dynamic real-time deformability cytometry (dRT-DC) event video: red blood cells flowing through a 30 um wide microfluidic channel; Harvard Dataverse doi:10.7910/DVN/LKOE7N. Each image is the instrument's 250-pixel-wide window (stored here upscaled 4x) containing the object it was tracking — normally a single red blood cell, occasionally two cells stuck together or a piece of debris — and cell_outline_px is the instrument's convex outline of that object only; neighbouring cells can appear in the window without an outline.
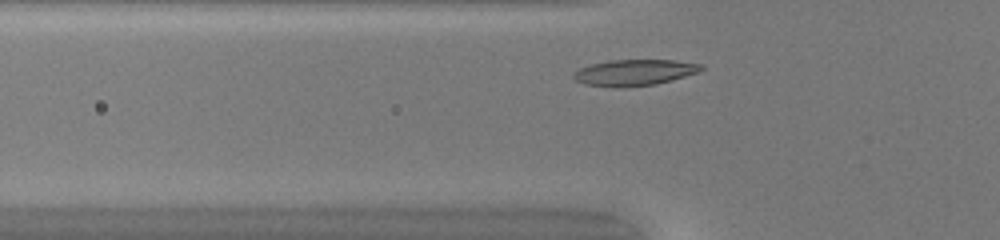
{"species": "common noctule bat (a hibernating species)", "species_latin": "Nyctalus noctula", "temperature_condition": "warm", "stored_images_in_passage": 29, "camera_frame_rate_fps": 3000, "um_per_image_px": 0.085, "animal": {"sex": "female", "body_mass_g": 20.0, "forearm_length_mm": 54.0}, "frame": {"image": 1, "passage_image": 4, "time_ms": 1.0, "image_size_px": [1000, 240], "cell_outline_px": [[704, 68], [700, 72], [672, 80], [656, 84], [620, 88], [584, 84], [576, 80], [572, 76], [572, 72], [580, 68], [592, 64], [608, 60], [676, 60], [704, 64]], "centroid_in_image_um": [53.95, 6.16], "position_along_channel_um": 71.9, "area_um2": 19.65}}
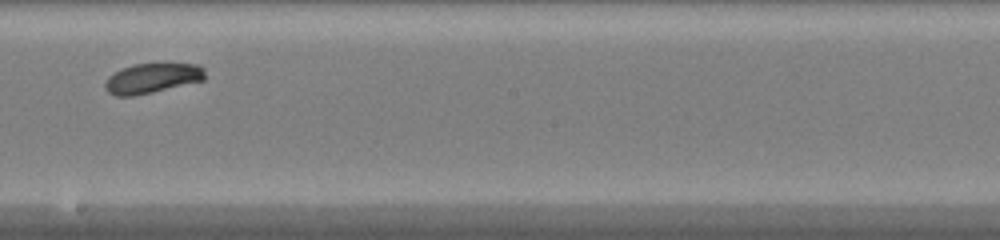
{"frame": {"image": 2, "passage_image": 16, "time_ms": 5.0, "image_size_px": [1000, 240], "cell_outline_px": [[204, 80], [152, 92], [132, 96], [116, 96], [108, 92], [104, 88], [104, 84], [108, 76], [132, 64], [200, 64], [204, 68]], "centroid_in_image_um": [12.92, 6.65], "position_along_channel_um": 235.3, "area_um2": 17.22}}
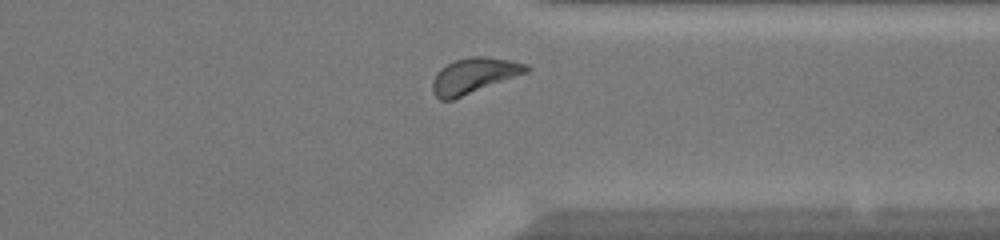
{"frame": {"image": 3, "passage_image": 26, "time_ms": 8.333, "image_size_px": [1000, 240], "cell_outline_px": [[532, 68], [528, 72], [452, 100], [440, 100], [432, 92], [432, 84], [440, 68], [452, 60], [472, 56], [484, 56], [512, 60], [528, 64]], "centroid_in_image_um": [40.3, 6.41], "position_along_channel_um": 371.1, "area_um2": 19.48}, "authors_computed_cell_mechanics": {"area_um2": 18.0914, "velocity_mm_per_s": 4.0973, "shape_relaxation_time_tau1_ms": 0.8805, "shape_relaxation_time_tau2_ms": null, "deformation_change_tau1": 0.0899, "deformation_change_tau2": null}}